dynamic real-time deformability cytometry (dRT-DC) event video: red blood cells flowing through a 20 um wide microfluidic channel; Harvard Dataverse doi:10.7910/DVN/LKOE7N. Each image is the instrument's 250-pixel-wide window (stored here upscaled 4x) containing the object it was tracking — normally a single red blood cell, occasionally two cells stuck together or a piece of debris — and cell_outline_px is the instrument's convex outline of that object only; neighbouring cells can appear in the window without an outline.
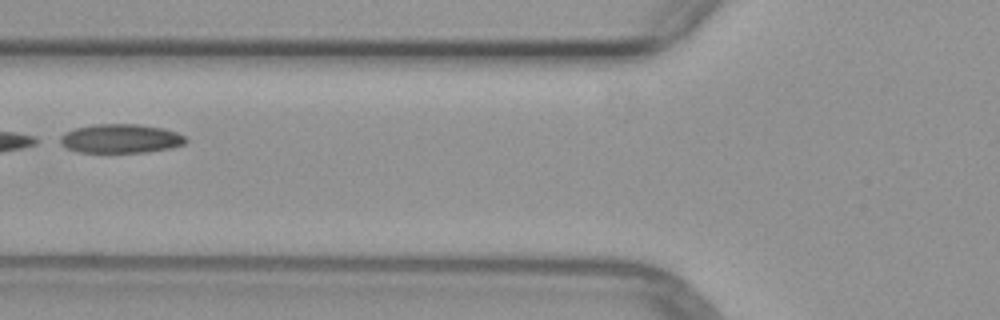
{"species": "common noctule bat (a hibernating species)", "species_latin": "Nyctalus noctula", "temperature_condition": "warm", "stored_images_in_passage": 3, "camera_frame_rate_fps": 3000, "um_per_image_px": 0.085, "animal": {"sex": "female", "body_mass_g": 29.2, "forearm_length_mm": 56.3}, "frame": {"image": 1, "passage_image": 2, "time_ms": 1.333, "image_size_px": [1000, 320], "cell_outline_px": [[188, 140], [184, 144], [172, 148], [144, 152], [76, 152], [60, 144], [60, 136], [64, 132], [76, 128], [92, 124], [140, 124], [164, 128], [176, 132], [184, 136]], "centroid_in_image_um": [10.25, 11.77], "position_along_channel_um": 115.5, "area_um2": 21.33}}
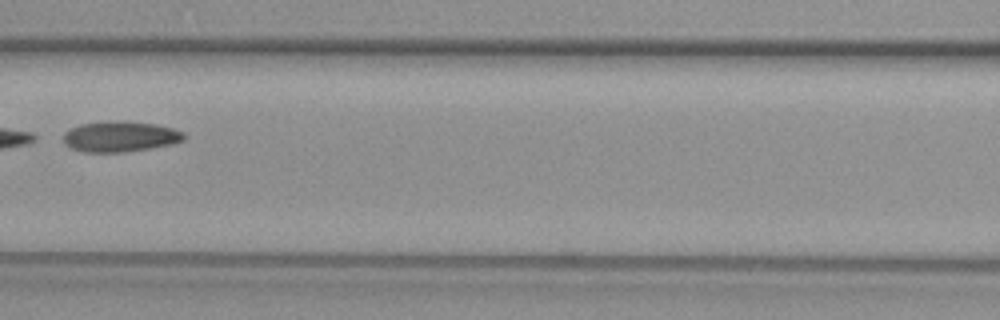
{"frame": {"image": 2, "passage_image": 3, "time_ms": 2.333, "image_size_px": [1000, 320], "cell_outline_px": [[184, 140], [172, 144], [124, 152], [84, 152], [72, 148], [64, 144], [64, 132], [80, 124], [112, 120], [124, 120], [152, 124], [172, 128], [184, 132]], "centroid_in_image_um": [10.19, 11.6], "position_along_channel_um": 156.4, "area_um2": 21.44}}